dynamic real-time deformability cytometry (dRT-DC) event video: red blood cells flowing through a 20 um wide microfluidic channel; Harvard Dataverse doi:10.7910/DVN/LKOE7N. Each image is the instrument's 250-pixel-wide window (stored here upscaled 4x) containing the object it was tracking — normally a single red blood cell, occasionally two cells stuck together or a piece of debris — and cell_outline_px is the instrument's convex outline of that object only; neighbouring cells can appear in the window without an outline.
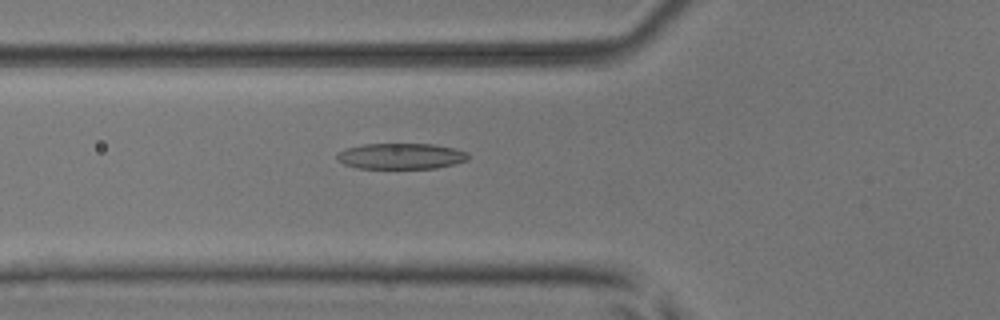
{"species": "common noctule bat (a hibernating species)", "species_latin": "Nyctalus noctula", "temperature_condition": "room temperature", "stored_images_in_passage": 44, "camera_frame_rate_fps": 3000, "um_per_image_px": 0.085, "animal": {"sex": "male", "body_mass_g": 17.9, "forearm_length_mm": 54.2}, "frame": {"image": 1, "passage_image": 12, "time_ms": 3.667, "image_size_px": [1000, 320], "cell_outline_px": [[468, 160], [456, 164], [436, 168], [356, 168], [344, 164], [336, 160], [336, 156], [344, 148], [364, 144], [436, 144], [456, 148], [468, 152]], "centroid_in_image_um": [34.1, 13.27], "position_along_channel_um": 91.7, "area_um2": 20.0}}
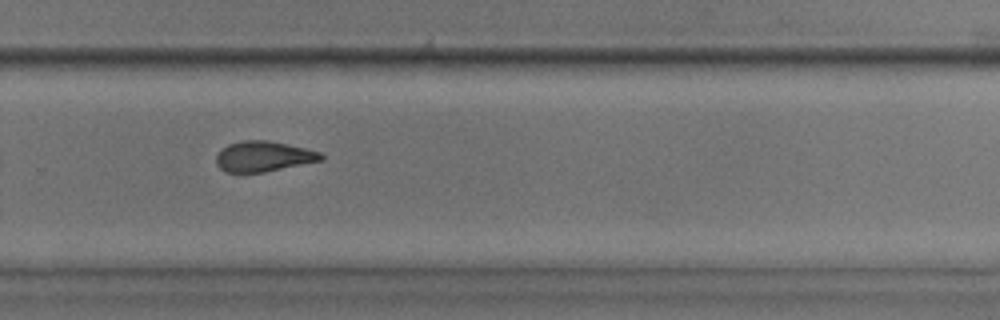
{"frame": {"image": 2, "passage_image": 28, "time_ms": 9.0, "image_size_px": [1000, 320], "cell_outline_px": [[324, 160], [264, 172], [224, 172], [216, 164], [216, 156], [228, 144], [244, 140], [268, 140], [304, 148], [320, 152], [324, 156]], "centroid_in_image_um": [22.4, 13.3], "position_along_channel_um": 307.4, "area_um2": 18.44}}
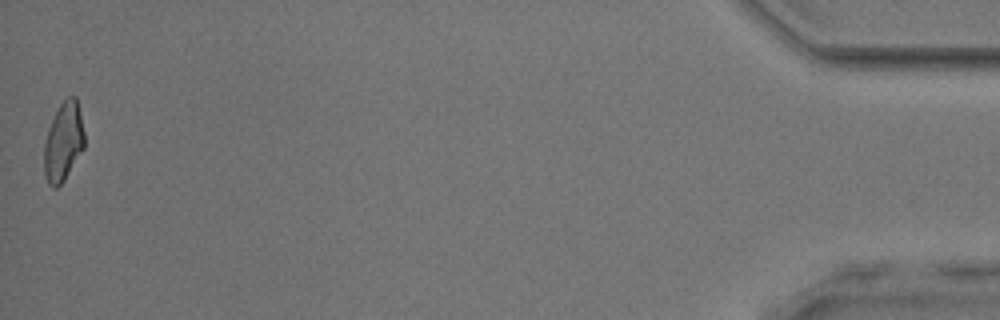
{"frame": {"image": 3, "passage_image": 44, "time_ms": 14.333, "image_size_px": [1000, 320], "cell_outline_px": [[84, 148], [64, 180], [56, 188], [52, 188], [48, 184], [44, 176], [44, 144], [48, 128], [60, 104], [68, 96], [76, 96], [80, 112], [84, 132]], "centroid_in_image_um": [5.38, 12.07], "position_along_channel_um": 429.8, "area_um2": 18.5}, "authors_computed_cell_mechanics": {"area_um2": 19.363, "velocity_mm_per_s": 4.0493, "shape_relaxation_time_tau1_ms": null, "shape_relaxation_time_tau2_ms": 2.9802, "deformation_change_tau1": null, "deformation_change_tau2": 0.1234}}